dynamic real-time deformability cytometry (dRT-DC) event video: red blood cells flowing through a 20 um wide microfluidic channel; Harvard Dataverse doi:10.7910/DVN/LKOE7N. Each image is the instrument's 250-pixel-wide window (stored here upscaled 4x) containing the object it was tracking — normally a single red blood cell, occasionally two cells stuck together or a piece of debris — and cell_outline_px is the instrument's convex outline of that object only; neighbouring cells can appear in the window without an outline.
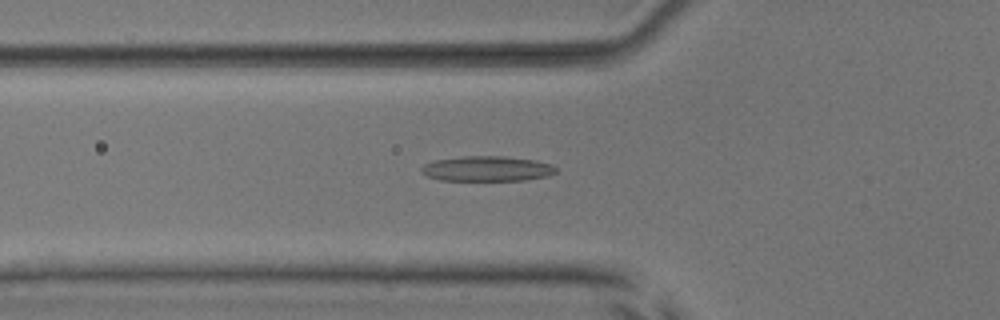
{"species": "common noctule bat (a hibernating species)", "species_latin": "Nyctalus noctula", "temperature_condition": "room temperature", "stored_images_in_passage": 54, "camera_frame_rate_fps": 3000, "um_per_image_px": 0.085, "animal": {"sex": "male", "body_mass_g": 17.9, "forearm_length_mm": 54.2}, "frame": {"image": 1, "passage_image": 20, "time_ms": 6.333, "image_size_px": [1000, 320], "cell_outline_px": [[556, 172], [548, 176], [524, 180], [440, 180], [428, 176], [420, 172], [420, 168], [424, 164], [436, 160], [464, 156], [504, 156], [536, 160], [552, 164], [556, 168]], "centroid_in_image_um": [41.41, 14.33], "position_along_channel_um": 84.4, "area_um2": 19.71}}
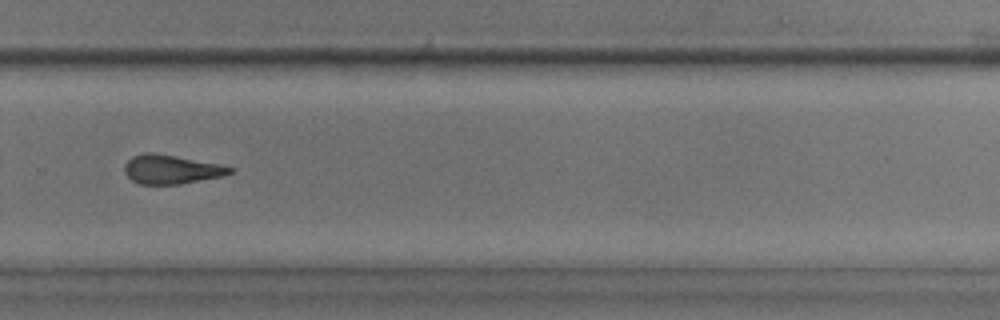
{"frame": {"image": 2, "passage_image": 38, "time_ms": 12.333, "image_size_px": [1000, 320], "cell_outline_px": [[236, 168], [232, 172], [224, 176], [180, 184], [140, 184], [132, 180], [124, 172], [124, 164], [132, 156], [144, 152], [152, 152], [176, 156], [220, 164]], "centroid_in_image_um": [14.57, 14.39], "position_along_channel_um": 315.2, "area_um2": 17.92}}
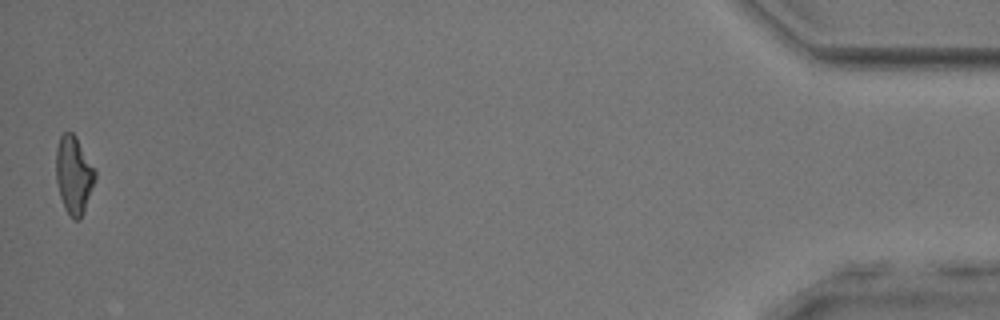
{"frame": {"image": 3, "passage_image": 54, "time_ms": 17.667, "image_size_px": [1000, 320], "cell_outline_px": [[96, 176], [84, 212], [80, 220], [72, 220], [64, 208], [60, 196], [56, 180], [56, 148], [60, 136], [64, 132], [72, 132], [76, 136], [96, 172]], "centroid_in_image_um": [6.26, 14.89], "position_along_channel_um": 428.9, "area_um2": 17.69}, "authors_computed_cell_mechanics": {"area_um2": 18.7272, "velocity_mm_per_s": 3.8509, "shape_relaxation_time_tau1_ms": 5.2022, "shape_relaxation_time_tau2_ms": 2.7686, "deformation_change_tau1": 0.1651, "deformation_change_tau2": 0.1117}}